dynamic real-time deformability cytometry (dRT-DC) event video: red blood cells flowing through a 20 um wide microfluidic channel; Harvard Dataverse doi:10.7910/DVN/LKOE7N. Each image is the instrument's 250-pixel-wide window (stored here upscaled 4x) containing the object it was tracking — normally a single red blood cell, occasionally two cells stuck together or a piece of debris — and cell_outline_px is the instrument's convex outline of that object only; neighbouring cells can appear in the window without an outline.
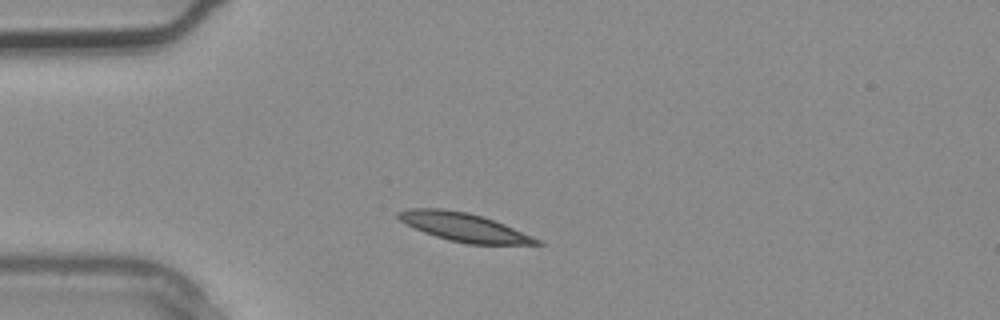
{"species": "common noctule bat (a hibernating species)", "species_latin": "Nyctalus noctula", "temperature_condition": "warm", "stored_images_in_passage": 1, "camera_frame_rate_fps": 3000, "um_per_image_px": 0.085, "animal": {"sex": "male", "body_mass_g": 20.4}, "frame": {"image": 1, "passage_image": 1, "time_ms": 0.0, "image_size_px": [1000, 320], "cell_outline_px": [[544, 244], [468, 244], [448, 240], [424, 232], [400, 220], [396, 216], [396, 212], [408, 208], [440, 208], [468, 212], [504, 224], [532, 236], [540, 240]], "centroid_in_image_um": [39.4, 19.3], "position_along_channel_um": 45.6, "area_um2": 22.6}}